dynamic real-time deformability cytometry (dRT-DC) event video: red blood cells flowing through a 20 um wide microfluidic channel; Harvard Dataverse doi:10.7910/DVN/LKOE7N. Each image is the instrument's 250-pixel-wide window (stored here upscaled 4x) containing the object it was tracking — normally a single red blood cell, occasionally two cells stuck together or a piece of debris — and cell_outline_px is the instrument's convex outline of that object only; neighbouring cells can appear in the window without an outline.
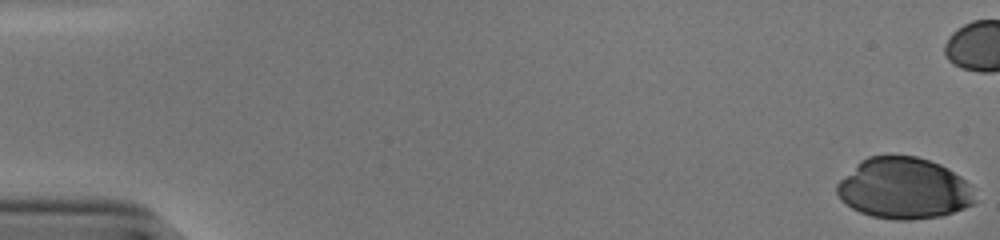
{"species": "human", "species_latin": "Homo sapiens", "temperature_condition": "cold", "stored_images_in_passage": 45, "camera_frame_rate_fps": 3000, "um_per_image_px": 0.085, "donor": {"sex": "male"}, "frame": {"image": 1, "passage_image": 1, "time_ms": 0.0, "image_size_px": [1000, 240], "cell_outline_px": [[972, 204], [964, 208], [940, 216], [908, 220], [896, 220], [872, 216], [860, 212], [852, 208], [840, 200], [836, 192], [836, 184], [860, 160], [868, 156], [916, 156], [940, 164], [948, 168], [960, 176], [968, 184], [972, 200]], "centroid_in_image_um": [76.76, 16.01], "position_along_channel_um": 8.2, "area_um2": 48.73}}